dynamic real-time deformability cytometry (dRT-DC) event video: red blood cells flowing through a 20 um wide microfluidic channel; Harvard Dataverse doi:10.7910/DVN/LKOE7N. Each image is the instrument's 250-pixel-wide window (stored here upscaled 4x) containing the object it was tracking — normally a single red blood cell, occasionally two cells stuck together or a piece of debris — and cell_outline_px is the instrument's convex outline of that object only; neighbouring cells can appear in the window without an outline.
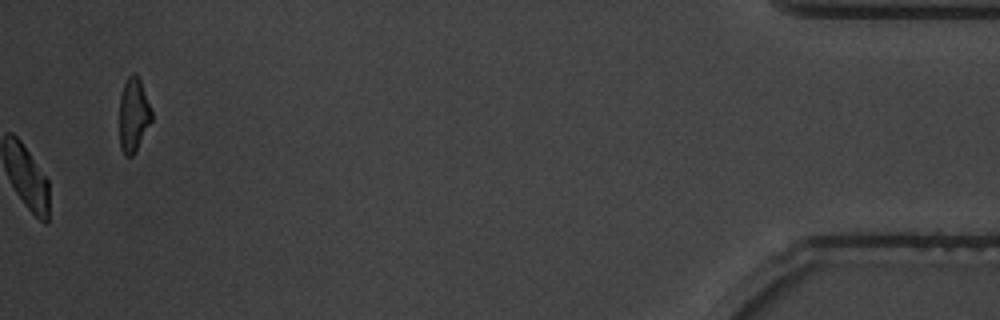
{"species": "common noctule bat (a hibernating species)", "species_latin": "Nyctalus noctula", "temperature_condition": "warm", "stored_images_in_passage": 58, "camera_frame_rate_fps": 3000, "um_per_image_px": 0.085, "animal": {"sex": "male", "body_mass_g": 19.5, "forearm_length_mm": 54.6}, "frame": {"image": 1, "passage_image": 58, "time_ms": 19.0, "image_size_px": [1000, 320], "cell_outline_px": [[152, 120], [136, 152], [132, 156], [124, 156], [120, 148], [120, 96], [124, 84], [128, 76], [132, 72], [136, 72], [140, 80], [152, 112]], "centroid_in_image_um": [11.34, 9.78], "position_along_channel_um": 423.9, "area_um2": 13.93}, "authors_computed_cell_mechanics": {"area_um2": 18.9006, "velocity_mm_per_s": 3.6859, "shape_relaxation_time_tau1_ms": 1.9828, "shape_relaxation_time_tau2_ms": 2.3531, "deformation_change_tau1": 0.1152, "deformation_change_tau2": 0.0625}}